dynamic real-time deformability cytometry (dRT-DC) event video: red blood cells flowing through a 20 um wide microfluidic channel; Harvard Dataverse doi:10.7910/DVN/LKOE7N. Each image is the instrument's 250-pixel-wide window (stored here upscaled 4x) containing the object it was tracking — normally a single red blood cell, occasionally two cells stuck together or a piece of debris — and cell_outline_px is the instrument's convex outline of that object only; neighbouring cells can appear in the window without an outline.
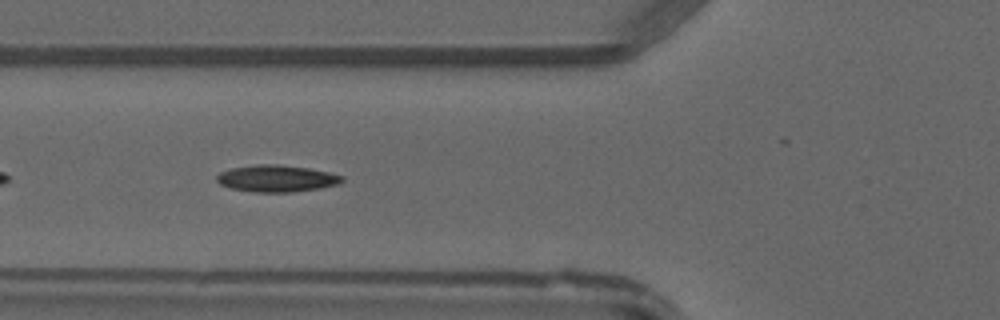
{"species": "common noctule bat (a hibernating species)", "species_latin": "Nyctalus noctula", "temperature_condition": "warm", "stored_images_in_passage": 36, "camera_frame_rate_fps": 3000, "um_per_image_px": 0.085, "animal": {"sex": "male", "forearm_length_mm": 52.5}, "frame": {"image": 1, "passage_image": 5, "time_ms": 1.333, "image_size_px": [1000, 320], "cell_outline_px": [[344, 180], [340, 184], [320, 188], [292, 192], [252, 192], [228, 188], [220, 184], [216, 180], [216, 176], [220, 172], [232, 168], [256, 164], [280, 164], [308, 168], [328, 172], [344, 176]], "centroid_in_image_um": [23.51, 15.17], "position_along_channel_um": 102.3, "area_um2": 19.77}}
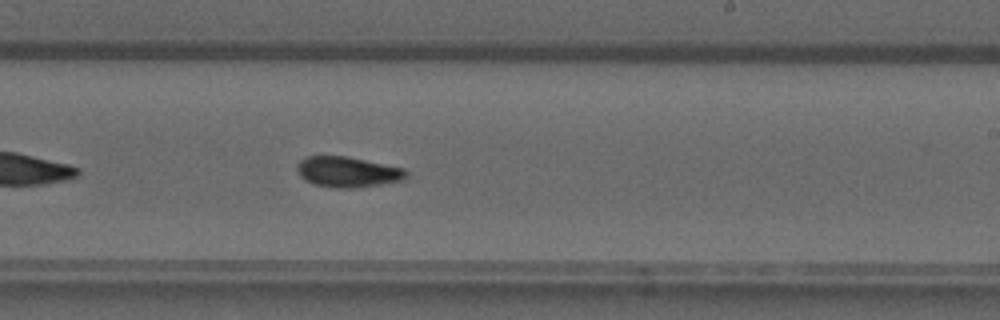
{"frame": {"image": 2, "passage_image": 16, "time_ms": 5.0, "image_size_px": [1000, 320], "cell_outline_px": [[408, 176], [404, 180], [380, 184], [352, 188], [336, 188], [312, 184], [304, 180], [300, 176], [296, 168], [296, 164], [300, 160], [308, 156], [344, 156], [404, 168], [408, 172]], "centroid_in_image_um": [29.53, 14.62], "position_along_channel_um": 259.5, "area_um2": 19.42}}
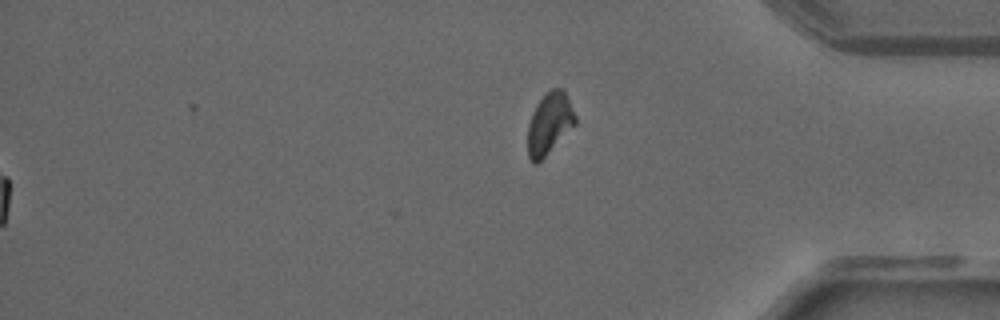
{"frame": {"image": 3, "passage_image": 36, "time_ms": 11.667, "image_size_px": [1000, 320], "cell_outline_px": [[576, 124], [536, 164], [532, 164], [528, 156], [528, 124], [532, 112], [536, 104], [544, 92], [552, 88], [564, 88], [576, 116]], "centroid_in_image_um": [46.69, 10.45], "position_along_channel_um": 388.5, "area_um2": 17.11}}